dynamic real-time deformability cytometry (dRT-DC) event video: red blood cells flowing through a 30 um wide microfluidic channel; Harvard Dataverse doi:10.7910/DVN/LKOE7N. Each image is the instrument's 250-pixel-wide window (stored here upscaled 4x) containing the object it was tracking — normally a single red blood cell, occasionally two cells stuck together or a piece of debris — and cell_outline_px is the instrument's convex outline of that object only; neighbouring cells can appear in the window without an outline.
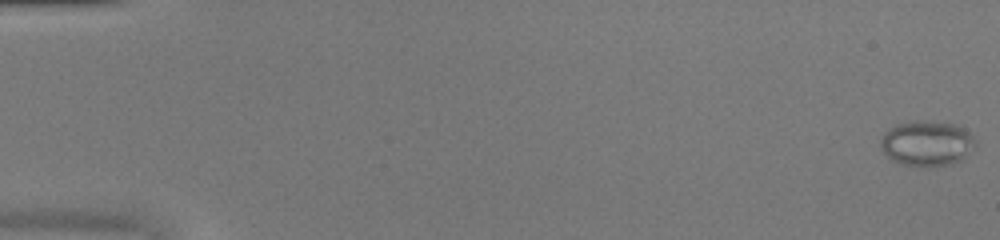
{"species": "common noctule bat (a hibernating species)", "species_latin": "Nyctalus noctula", "temperature_condition": "warm", "stored_images_in_passage": 52, "camera_frame_rate_fps": 3000, "um_per_image_px": 0.085, "animal": {"sex": "female", "body_mass_g": 20.0, "forearm_length_mm": 54.0}, "frame": {"image": 1, "passage_image": 1, "time_ms": 0.0, "image_size_px": [1000, 240], "cell_outline_px": [[976, 148], [964, 160], [952, 164], [928, 168], [904, 164], [892, 160], [884, 152], [880, 144], [880, 140], [884, 132], [896, 124], [916, 120], [924, 120], [952, 124], [964, 128], [976, 140]], "centroid_in_image_um": [78.83, 12.21], "position_along_channel_um": 6.2, "area_um2": 25.49}}
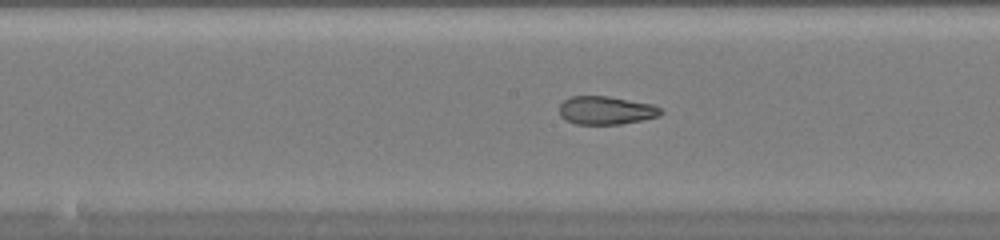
{"frame": {"image": 2, "passage_image": 28, "time_ms": 9.0, "image_size_px": [1000, 240], "cell_outline_px": [[664, 112], [660, 116], [620, 124], [576, 124], [560, 116], [560, 104], [564, 100], [572, 96], [608, 96], [652, 104], [660, 108]], "centroid_in_image_um": [51.52, 9.37], "position_along_channel_um": 196.7, "area_um2": 16.59}}
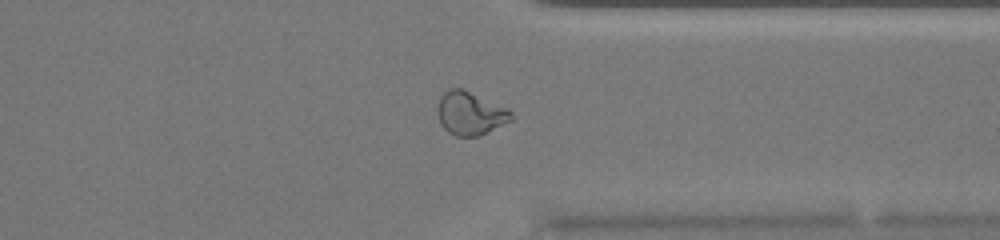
{"frame": {"image": 3, "passage_image": 41, "time_ms": 13.333, "image_size_px": [1000, 240], "cell_outline_px": [[512, 120], [480, 136], [456, 136], [448, 132], [440, 124], [436, 112], [436, 108], [440, 96], [448, 88], [464, 88], [508, 108], [512, 112]], "centroid_in_image_um": [39.94, 9.61], "position_along_channel_um": 371.5, "area_um2": 18.96}, "authors_computed_cell_mechanics": {"area_um2": 21.0103, "velocity_mm_per_s": 4.0653, "shape_relaxation_time_tau1_ms": null, "shape_relaxation_time_tau2_ms": 1.3518, "deformation_change_tau1": null, "deformation_change_tau2": 0.0797}}